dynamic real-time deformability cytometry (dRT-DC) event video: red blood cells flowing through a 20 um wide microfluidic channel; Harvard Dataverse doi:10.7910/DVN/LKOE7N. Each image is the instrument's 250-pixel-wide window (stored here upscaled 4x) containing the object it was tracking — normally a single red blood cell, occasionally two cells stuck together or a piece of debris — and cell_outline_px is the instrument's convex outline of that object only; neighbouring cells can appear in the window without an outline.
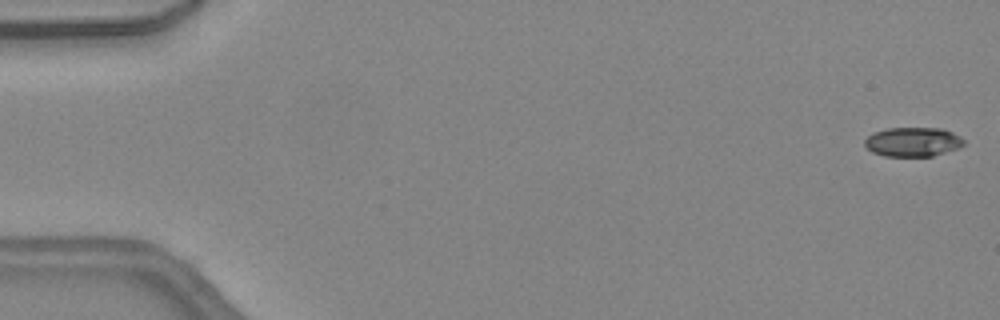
{"species": "common noctule bat (a hibernating species)", "species_latin": "Nyctalus noctula", "temperature_condition": "warm", "stored_images_in_passage": 40, "camera_frame_rate_fps": 3000, "um_per_image_px": 0.085, "animal": {"sex": "female", "body_mass_g": 24.6, "forearm_length_mm": 56.2}, "frame": {"image": 1, "passage_image": 1, "time_ms": 0.0, "image_size_px": [1000, 320], "cell_outline_px": [[964, 144], [956, 148], [932, 156], [884, 156], [872, 152], [864, 144], [864, 140], [872, 132], [888, 128], [940, 128], [952, 132], [960, 136], [964, 140]], "centroid_in_image_um": [77.56, 12.05], "position_along_channel_um": 7.4, "area_um2": 16.82}}
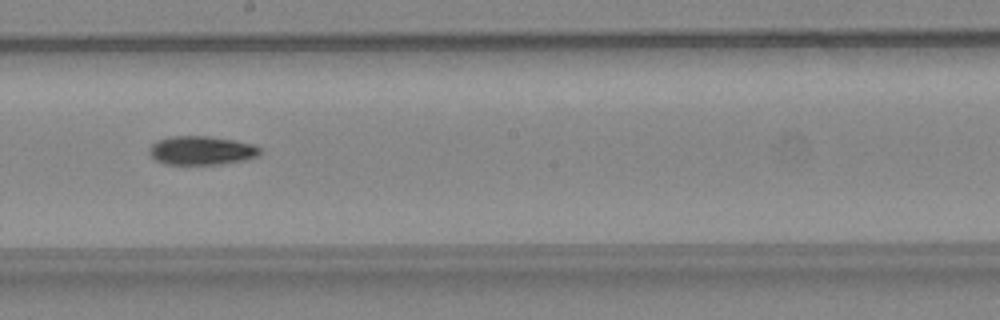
{"frame": {"image": 2, "passage_image": 26, "time_ms": 8.333, "image_size_px": [1000, 320], "cell_outline_px": [[260, 152], [256, 156], [244, 160], [220, 164], [168, 164], [156, 160], [148, 152], [148, 148], [156, 140], [168, 136], [208, 136], [256, 144], [260, 148]], "centroid_in_image_um": [17.1, 12.78], "position_along_channel_um": 231.1, "area_um2": 18.55}}
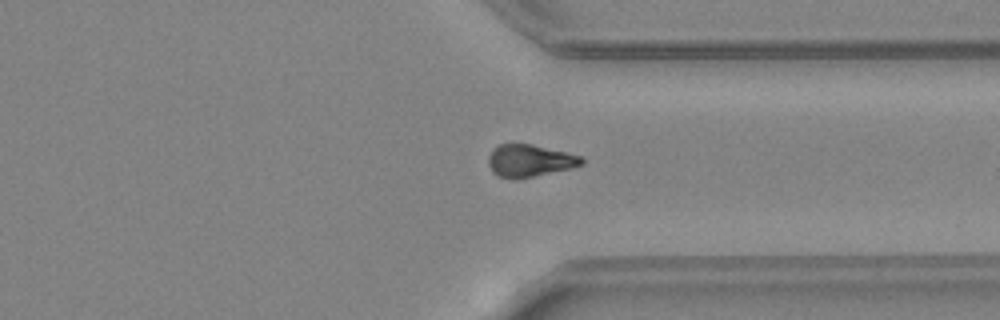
{"frame": {"image": 3, "passage_image": 35, "time_ms": 11.333, "image_size_px": [1000, 320], "cell_outline_px": [[584, 164], [572, 168], [516, 180], [496, 176], [492, 172], [488, 164], [488, 156], [492, 148], [496, 144], [532, 144], [584, 156]], "centroid_in_image_um": [45.01, 13.66], "position_along_channel_um": 366.4, "area_um2": 17.98}}